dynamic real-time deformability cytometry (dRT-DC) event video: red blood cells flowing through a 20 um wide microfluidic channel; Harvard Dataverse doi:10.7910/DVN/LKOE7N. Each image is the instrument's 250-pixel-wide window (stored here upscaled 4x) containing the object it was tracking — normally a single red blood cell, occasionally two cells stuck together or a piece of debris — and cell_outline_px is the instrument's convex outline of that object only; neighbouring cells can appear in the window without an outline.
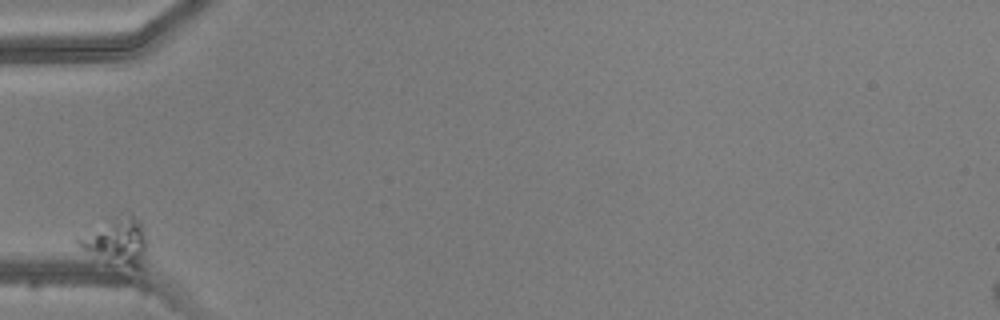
{"species": "common noctule bat (a hibernating species)", "species_latin": "Nyctalus noctula", "temperature_condition": "warm", "stored_images_in_passage": 3, "camera_frame_rate_fps": 3000, "um_per_image_px": 0.085, "animal": {"sex": "male", "body_mass_g": 20.5, "forearm_length_mm": 52.5}, "frame": {"image": 1, "passage_image": 3, "time_ms": 4.0, "image_size_px": [1000, 320], "cell_outline_px": [[144, 268], [132, 268], [108, 264], [80, 248], [72, 240], [76, 236], [108, 216], [132, 212], [140, 220], [144, 236]], "centroid_in_image_um": [9.81, 20.47], "position_along_channel_um": 75.2, "area_um2": 19.94}}